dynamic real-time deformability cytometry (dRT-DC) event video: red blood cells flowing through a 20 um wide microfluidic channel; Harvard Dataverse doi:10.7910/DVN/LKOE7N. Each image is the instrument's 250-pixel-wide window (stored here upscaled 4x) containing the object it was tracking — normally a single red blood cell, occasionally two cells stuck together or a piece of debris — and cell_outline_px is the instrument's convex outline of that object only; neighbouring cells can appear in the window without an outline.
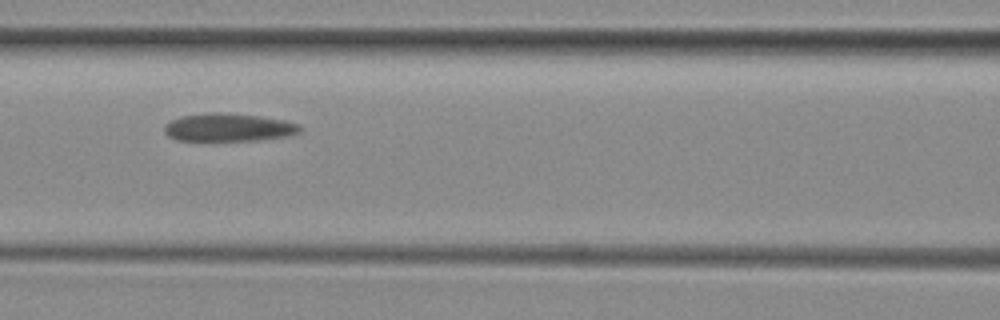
{"species": "common noctule bat (a hibernating species)", "species_latin": "Nyctalus noctula", "temperature_condition": "room temperature", "stored_images_in_passage": 6, "camera_frame_rate_fps": 3000, "um_per_image_px": 0.085, "animal": {"sex": "female", "body_mass_g": 29.2, "forearm_length_mm": 56.3}, "frame": {"image": 1, "passage_image": 3, "time_ms": 2.333, "image_size_px": [1000, 320], "cell_outline_px": [[300, 132], [292, 136], [256, 140], [176, 140], [168, 136], [164, 132], [164, 124], [180, 116], [212, 112], [224, 112], [256, 116], [284, 120], [300, 124]], "centroid_in_image_um": [19.42, 10.83], "position_along_channel_um": 147.2, "area_um2": 22.14}}
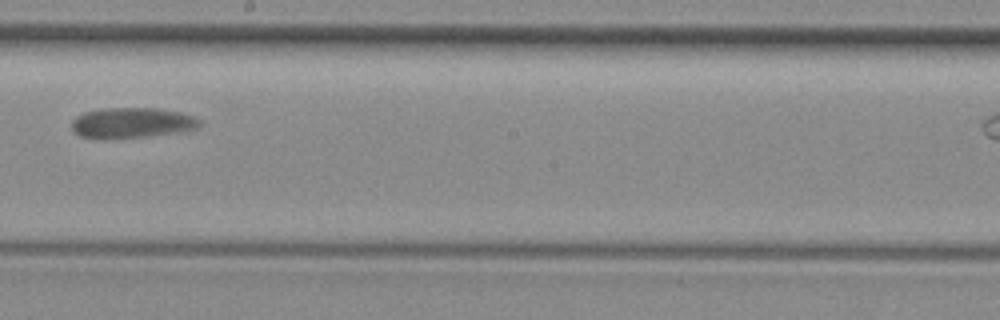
{"frame": {"image": 2, "passage_image": 5, "time_ms": 4.667, "image_size_px": [1000, 320], "cell_outline_px": [[200, 124], [196, 128], [184, 132], [148, 136], [104, 140], [100, 140], [80, 136], [72, 128], [72, 120], [76, 116], [84, 112], [100, 108], [160, 108], [180, 112], [192, 116], [200, 120]], "centroid_in_image_um": [11.19, 10.45], "position_along_channel_um": 237.0, "area_um2": 23.12}}
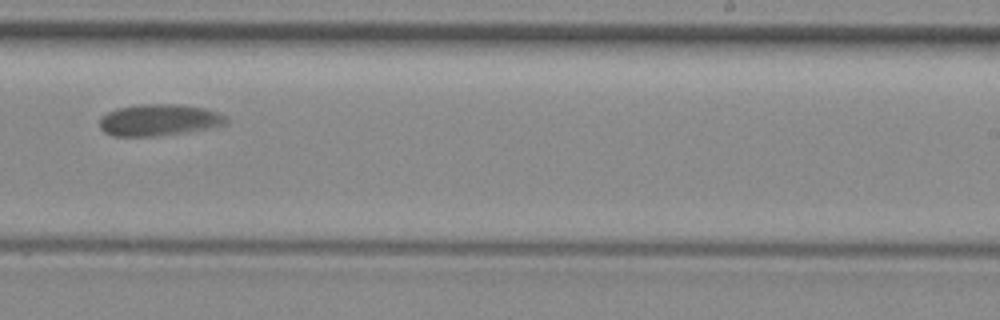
{"frame": {"image": 3, "passage_image": 6, "time_ms": 5.667, "image_size_px": [1000, 320], "cell_outline_px": [[228, 120], [224, 124], [208, 128], [184, 132], [156, 136], [112, 136], [104, 132], [100, 128], [100, 116], [116, 108], [136, 104], [180, 104], [204, 108], [220, 112]], "centroid_in_image_um": [13.47, 10.19], "position_along_channel_um": 275.5, "area_um2": 23.35}}